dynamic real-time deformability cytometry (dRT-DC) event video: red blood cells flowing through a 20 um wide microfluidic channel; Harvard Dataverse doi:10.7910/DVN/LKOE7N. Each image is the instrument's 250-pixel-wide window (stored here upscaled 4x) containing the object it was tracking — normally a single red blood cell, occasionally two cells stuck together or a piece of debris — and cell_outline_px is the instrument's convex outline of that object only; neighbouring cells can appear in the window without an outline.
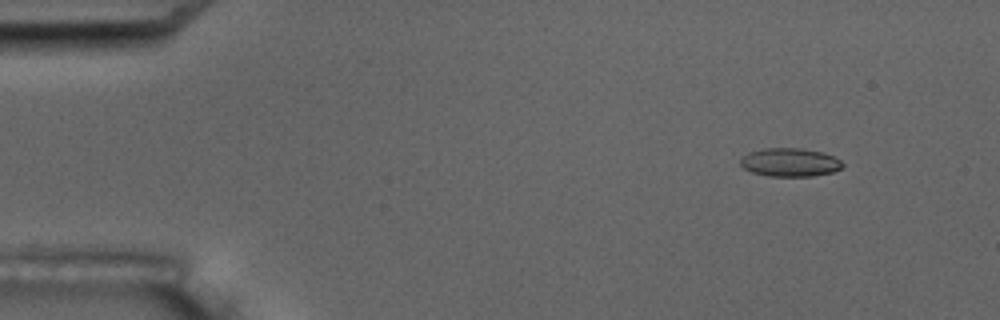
{"species": "common noctule bat (a hibernating species)", "species_latin": "Nyctalus noctula", "temperature_condition": "room temperature", "stored_images_in_passage": 5, "camera_frame_rate_fps": 3000, "um_per_image_px": 0.085, "animal": {"sex": "male", "body_mass_g": 17.5, "forearm_length_mm": 52.3}, "frame": {"image": 1, "passage_image": 3, "time_ms": 2.0, "image_size_px": [1000, 320], "cell_outline_px": [[844, 164], [840, 168], [832, 172], [812, 176], [768, 176], [752, 172], [744, 168], [740, 164], [740, 156], [748, 152], [764, 148], [800, 148], [820, 152], [832, 156], [840, 160]], "centroid_in_image_um": [67.09, 13.79], "position_along_channel_um": 17.9, "area_um2": 16.88}}